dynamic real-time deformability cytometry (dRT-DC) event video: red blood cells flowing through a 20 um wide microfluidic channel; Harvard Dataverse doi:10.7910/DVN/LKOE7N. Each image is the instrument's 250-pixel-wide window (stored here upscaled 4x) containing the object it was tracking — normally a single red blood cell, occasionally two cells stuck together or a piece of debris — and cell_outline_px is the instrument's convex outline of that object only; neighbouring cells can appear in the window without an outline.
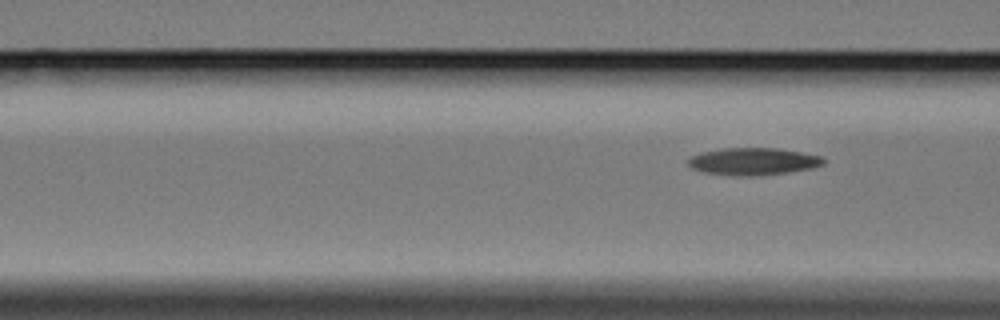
{"species": "Egyptian fruit bat (a non-hibernating species)", "species_latin": "Rousettus aegyptiacus", "temperature_condition": "cold", "stored_images_in_passage": 4, "camera_frame_rate_fps": 3000, "um_per_image_px": 0.085, "animal": {"sex": "female"}, "frame": {"image": 1, "passage_image": 4, "time_ms": 4.667, "image_size_px": [1000, 320], "cell_outline_px": [[824, 164], [808, 168], [788, 172], [760, 176], [732, 176], [704, 172], [692, 168], [688, 164], [688, 160], [692, 156], [704, 152], [724, 148], [776, 148], [800, 152], [820, 156], [824, 160]], "centroid_in_image_um": [64.0, 13.73], "position_along_channel_um": 102.6, "area_um2": 21.27}}